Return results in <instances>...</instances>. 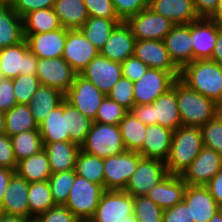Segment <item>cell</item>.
Instances as JSON below:
<instances>
[{
    "label": "cell",
    "instance_id": "f907efd6",
    "mask_svg": "<svg viewBox=\"0 0 222 222\" xmlns=\"http://www.w3.org/2000/svg\"><path fill=\"white\" fill-rule=\"evenodd\" d=\"M114 9L122 21L148 7V0H112Z\"/></svg>",
    "mask_w": 222,
    "mask_h": 222
},
{
    "label": "cell",
    "instance_id": "6da1fadb",
    "mask_svg": "<svg viewBox=\"0 0 222 222\" xmlns=\"http://www.w3.org/2000/svg\"><path fill=\"white\" fill-rule=\"evenodd\" d=\"M179 79L189 88L213 100L222 110V66L213 60H195L180 70Z\"/></svg>",
    "mask_w": 222,
    "mask_h": 222
},
{
    "label": "cell",
    "instance_id": "5bb4252c",
    "mask_svg": "<svg viewBox=\"0 0 222 222\" xmlns=\"http://www.w3.org/2000/svg\"><path fill=\"white\" fill-rule=\"evenodd\" d=\"M77 73L62 58H38L37 73L40 84L66 94Z\"/></svg>",
    "mask_w": 222,
    "mask_h": 222
},
{
    "label": "cell",
    "instance_id": "681fc988",
    "mask_svg": "<svg viewBox=\"0 0 222 222\" xmlns=\"http://www.w3.org/2000/svg\"><path fill=\"white\" fill-rule=\"evenodd\" d=\"M80 220L65 206L55 205L38 215L33 222H79Z\"/></svg>",
    "mask_w": 222,
    "mask_h": 222
},
{
    "label": "cell",
    "instance_id": "277c9868",
    "mask_svg": "<svg viewBox=\"0 0 222 222\" xmlns=\"http://www.w3.org/2000/svg\"><path fill=\"white\" fill-rule=\"evenodd\" d=\"M130 112L146 126L161 125L172 131L182 126L176 90L173 87L152 104L134 105Z\"/></svg>",
    "mask_w": 222,
    "mask_h": 222
},
{
    "label": "cell",
    "instance_id": "f6af8a7d",
    "mask_svg": "<svg viewBox=\"0 0 222 222\" xmlns=\"http://www.w3.org/2000/svg\"><path fill=\"white\" fill-rule=\"evenodd\" d=\"M17 104H29L35 92L40 87V81L36 75H19L12 79Z\"/></svg>",
    "mask_w": 222,
    "mask_h": 222
},
{
    "label": "cell",
    "instance_id": "d4e9b609",
    "mask_svg": "<svg viewBox=\"0 0 222 222\" xmlns=\"http://www.w3.org/2000/svg\"><path fill=\"white\" fill-rule=\"evenodd\" d=\"M28 188L29 183L15 173L5 191L0 212L29 220Z\"/></svg>",
    "mask_w": 222,
    "mask_h": 222
},
{
    "label": "cell",
    "instance_id": "c3c4849f",
    "mask_svg": "<svg viewBox=\"0 0 222 222\" xmlns=\"http://www.w3.org/2000/svg\"><path fill=\"white\" fill-rule=\"evenodd\" d=\"M88 17L120 19L114 9L112 0H83Z\"/></svg>",
    "mask_w": 222,
    "mask_h": 222
},
{
    "label": "cell",
    "instance_id": "4dcf8cb0",
    "mask_svg": "<svg viewBox=\"0 0 222 222\" xmlns=\"http://www.w3.org/2000/svg\"><path fill=\"white\" fill-rule=\"evenodd\" d=\"M64 100V94L49 86L40 85L28 104L38 126Z\"/></svg>",
    "mask_w": 222,
    "mask_h": 222
},
{
    "label": "cell",
    "instance_id": "9c48e42d",
    "mask_svg": "<svg viewBox=\"0 0 222 222\" xmlns=\"http://www.w3.org/2000/svg\"><path fill=\"white\" fill-rule=\"evenodd\" d=\"M167 175L165 161L142 157L124 191L133 197L143 196Z\"/></svg>",
    "mask_w": 222,
    "mask_h": 222
},
{
    "label": "cell",
    "instance_id": "7bdbcfd3",
    "mask_svg": "<svg viewBox=\"0 0 222 222\" xmlns=\"http://www.w3.org/2000/svg\"><path fill=\"white\" fill-rule=\"evenodd\" d=\"M133 211L138 222H163L164 210L145 195L133 197Z\"/></svg>",
    "mask_w": 222,
    "mask_h": 222
},
{
    "label": "cell",
    "instance_id": "b9f144b4",
    "mask_svg": "<svg viewBox=\"0 0 222 222\" xmlns=\"http://www.w3.org/2000/svg\"><path fill=\"white\" fill-rule=\"evenodd\" d=\"M76 176L75 170L52 173L48 182L56 205H65Z\"/></svg>",
    "mask_w": 222,
    "mask_h": 222
},
{
    "label": "cell",
    "instance_id": "ab89813d",
    "mask_svg": "<svg viewBox=\"0 0 222 222\" xmlns=\"http://www.w3.org/2000/svg\"><path fill=\"white\" fill-rule=\"evenodd\" d=\"M74 170L76 175L104 187L103 158L80 149L76 157Z\"/></svg>",
    "mask_w": 222,
    "mask_h": 222
},
{
    "label": "cell",
    "instance_id": "44dd1931",
    "mask_svg": "<svg viewBox=\"0 0 222 222\" xmlns=\"http://www.w3.org/2000/svg\"><path fill=\"white\" fill-rule=\"evenodd\" d=\"M135 37L126 21L119 23L100 50V54L109 60L124 62L134 55Z\"/></svg>",
    "mask_w": 222,
    "mask_h": 222
},
{
    "label": "cell",
    "instance_id": "60d3db41",
    "mask_svg": "<svg viewBox=\"0 0 222 222\" xmlns=\"http://www.w3.org/2000/svg\"><path fill=\"white\" fill-rule=\"evenodd\" d=\"M10 138L17 163L40 152L44 148L39 130L18 133Z\"/></svg>",
    "mask_w": 222,
    "mask_h": 222
},
{
    "label": "cell",
    "instance_id": "9a60e30c",
    "mask_svg": "<svg viewBox=\"0 0 222 222\" xmlns=\"http://www.w3.org/2000/svg\"><path fill=\"white\" fill-rule=\"evenodd\" d=\"M80 75L106 95L123 76L121 63L109 60L100 53L89 62Z\"/></svg>",
    "mask_w": 222,
    "mask_h": 222
},
{
    "label": "cell",
    "instance_id": "94428289",
    "mask_svg": "<svg viewBox=\"0 0 222 222\" xmlns=\"http://www.w3.org/2000/svg\"><path fill=\"white\" fill-rule=\"evenodd\" d=\"M210 60L222 66V26L218 30V36Z\"/></svg>",
    "mask_w": 222,
    "mask_h": 222
},
{
    "label": "cell",
    "instance_id": "ac0fdd59",
    "mask_svg": "<svg viewBox=\"0 0 222 222\" xmlns=\"http://www.w3.org/2000/svg\"><path fill=\"white\" fill-rule=\"evenodd\" d=\"M134 56L149 68L170 72L177 79L180 69L172 61L163 40H136Z\"/></svg>",
    "mask_w": 222,
    "mask_h": 222
},
{
    "label": "cell",
    "instance_id": "4fadbf2b",
    "mask_svg": "<svg viewBox=\"0 0 222 222\" xmlns=\"http://www.w3.org/2000/svg\"><path fill=\"white\" fill-rule=\"evenodd\" d=\"M133 213V196L124 190H105L90 221L121 222Z\"/></svg>",
    "mask_w": 222,
    "mask_h": 222
},
{
    "label": "cell",
    "instance_id": "30bf717a",
    "mask_svg": "<svg viewBox=\"0 0 222 222\" xmlns=\"http://www.w3.org/2000/svg\"><path fill=\"white\" fill-rule=\"evenodd\" d=\"M106 96L92 82L77 74L70 89L64 95V99L94 121Z\"/></svg>",
    "mask_w": 222,
    "mask_h": 222
},
{
    "label": "cell",
    "instance_id": "6125c7cd",
    "mask_svg": "<svg viewBox=\"0 0 222 222\" xmlns=\"http://www.w3.org/2000/svg\"><path fill=\"white\" fill-rule=\"evenodd\" d=\"M0 222H32L26 218L0 212Z\"/></svg>",
    "mask_w": 222,
    "mask_h": 222
},
{
    "label": "cell",
    "instance_id": "7dc6e473",
    "mask_svg": "<svg viewBox=\"0 0 222 222\" xmlns=\"http://www.w3.org/2000/svg\"><path fill=\"white\" fill-rule=\"evenodd\" d=\"M107 96L113 101L122 105L128 111L135 105L133 94V82L128 78L121 77L118 82L113 86Z\"/></svg>",
    "mask_w": 222,
    "mask_h": 222
},
{
    "label": "cell",
    "instance_id": "484cf974",
    "mask_svg": "<svg viewBox=\"0 0 222 222\" xmlns=\"http://www.w3.org/2000/svg\"><path fill=\"white\" fill-rule=\"evenodd\" d=\"M174 131L161 125H149L141 149L142 157L166 161L171 151Z\"/></svg>",
    "mask_w": 222,
    "mask_h": 222
},
{
    "label": "cell",
    "instance_id": "e7e4bbea",
    "mask_svg": "<svg viewBox=\"0 0 222 222\" xmlns=\"http://www.w3.org/2000/svg\"><path fill=\"white\" fill-rule=\"evenodd\" d=\"M5 113L0 111V136L5 134Z\"/></svg>",
    "mask_w": 222,
    "mask_h": 222
},
{
    "label": "cell",
    "instance_id": "8d00e7d4",
    "mask_svg": "<svg viewBox=\"0 0 222 222\" xmlns=\"http://www.w3.org/2000/svg\"><path fill=\"white\" fill-rule=\"evenodd\" d=\"M63 114L66 115L70 140L81 146L85 142L94 121L78 111L65 99L63 100Z\"/></svg>",
    "mask_w": 222,
    "mask_h": 222
},
{
    "label": "cell",
    "instance_id": "7c38bea8",
    "mask_svg": "<svg viewBox=\"0 0 222 222\" xmlns=\"http://www.w3.org/2000/svg\"><path fill=\"white\" fill-rule=\"evenodd\" d=\"M126 23L130 26L136 40H164L175 26L172 21L148 7L129 17Z\"/></svg>",
    "mask_w": 222,
    "mask_h": 222
},
{
    "label": "cell",
    "instance_id": "816d5d0a",
    "mask_svg": "<svg viewBox=\"0 0 222 222\" xmlns=\"http://www.w3.org/2000/svg\"><path fill=\"white\" fill-rule=\"evenodd\" d=\"M123 77L128 78L131 82L139 80L148 70V66L134 55L127 58L121 63Z\"/></svg>",
    "mask_w": 222,
    "mask_h": 222
},
{
    "label": "cell",
    "instance_id": "89a4df30",
    "mask_svg": "<svg viewBox=\"0 0 222 222\" xmlns=\"http://www.w3.org/2000/svg\"><path fill=\"white\" fill-rule=\"evenodd\" d=\"M79 222H91L90 220H80Z\"/></svg>",
    "mask_w": 222,
    "mask_h": 222
},
{
    "label": "cell",
    "instance_id": "ba28073f",
    "mask_svg": "<svg viewBox=\"0 0 222 222\" xmlns=\"http://www.w3.org/2000/svg\"><path fill=\"white\" fill-rule=\"evenodd\" d=\"M141 158L139 152L128 150L103 158L104 189L124 190Z\"/></svg>",
    "mask_w": 222,
    "mask_h": 222
},
{
    "label": "cell",
    "instance_id": "f1b7e54d",
    "mask_svg": "<svg viewBox=\"0 0 222 222\" xmlns=\"http://www.w3.org/2000/svg\"><path fill=\"white\" fill-rule=\"evenodd\" d=\"M24 39L22 17L10 4L0 3V49L18 44Z\"/></svg>",
    "mask_w": 222,
    "mask_h": 222
},
{
    "label": "cell",
    "instance_id": "ee69618b",
    "mask_svg": "<svg viewBox=\"0 0 222 222\" xmlns=\"http://www.w3.org/2000/svg\"><path fill=\"white\" fill-rule=\"evenodd\" d=\"M200 128L203 146L213 149L222 156V110Z\"/></svg>",
    "mask_w": 222,
    "mask_h": 222
},
{
    "label": "cell",
    "instance_id": "cb8c5ba5",
    "mask_svg": "<svg viewBox=\"0 0 222 222\" xmlns=\"http://www.w3.org/2000/svg\"><path fill=\"white\" fill-rule=\"evenodd\" d=\"M183 201L190 207L193 222H209L221 209L205 186L187 185Z\"/></svg>",
    "mask_w": 222,
    "mask_h": 222
},
{
    "label": "cell",
    "instance_id": "bcb514c9",
    "mask_svg": "<svg viewBox=\"0 0 222 222\" xmlns=\"http://www.w3.org/2000/svg\"><path fill=\"white\" fill-rule=\"evenodd\" d=\"M129 111L106 96L101 103L94 122L118 125Z\"/></svg>",
    "mask_w": 222,
    "mask_h": 222
},
{
    "label": "cell",
    "instance_id": "1f68e13d",
    "mask_svg": "<svg viewBox=\"0 0 222 222\" xmlns=\"http://www.w3.org/2000/svg\"><path fill=\"white\" fill-rule=\"evenodd\" d=\"M53 8L61 26L66 29H80L88 19L83 0H56Z\"/></svg>",
    "mask_w": 222,
    "mask_h": 222
},
{
    "label": "cell",
    "instance_id": "03108f58",
    "mask_svg": "<svg viewBox=\"0 0 222 222\" xmlns=\"http://www.w3.org/2000/svg\"><path fill=\"white\" fill-rule=\"evenodd\" d=\"M209 222H222V209L217 211Z\"/></svg>",
    "mask_w": 222,
    "mask_h": 222
},
{
    "label": "cell",
    "instance_id": "a7ac6f4b",
    "mask_svg": "<svg viewBox=\"0 0 222 222\" xmlns=\"http://www.w3.org/2000/svg\"><path fill=\"white\" fill-rule=\"evenodd\" d=\"M13 0H0V3L11 4Z\"/></svg>",
    "mask_w": 222,
    "mask_h": 222
},
{
    "label": "cell",
    "instance_id": "9f6ffc18",
    "mask_svg": "<svg viewBox=\"0 0 222 222\" xmlns=\"http://www.w3.org/2000/svg\"><path fill=\"white\" fill-rule=\"evenodd\" d=\"M163 222H193L191 220L190 207L182 201L164 210Z\"/></svg>",
    "mask_w": 222,
    "mask_h": 222
},
{
    "label": "cell",
    "instance_id": "7402d4cb",
    "mask_svg": "<svg viewBox=\"0 0 222 222\" xmlns=\"http://www.w3.org/2000/svg\"><path fill=\"white\" fill-rule=\"evenodd\" d=\"M187 184L181 175L168 174L155 185L145 196L163 210L169 209L184 200Z\"/></svg>",
    "mask_w": 222,
    "mask_h": 222
},
{
    "label": "cell",
    "instance_id": "f35d334b",
    "mask_svg": "<svg viewBox=\"0 0 222 222\" xmlns=\"http://www.w3.org/2000/svg\"><path fill=\"white\" fill-rule=\"evenodd\" d=\"M126 150L138 152L146 135L147 126L130 111L118 124Z\"/></svg>",
    "mask_w": 222,
    "mask_h": 222
},
{
    "label": "cell",
    "instance_id": "d590c367",
    "mask_svg": "<svg viewBox=\"0 0 222 222\" xmlns=\"http://www.w3.org/2000/svg\"><path fill=\"white\" fill-rule=\"evenodd\" d=\"M4 124L5 134L9 137L30 130H39L28 104H16L5 112Z\"/></svg>",
    "mask_w": 222,
    "mask_h": 222
},
{
    "label": "cell",
    "instance_id": "4316f807",
    "mask_svg": "<svg viewBox=\"0 0 222 222\" xmlns=\"http://www.w3.org/2000/svg\"><path fill=\"white\" fill-rule=\"evenodd\" d=\"M148 8L175 25L190 24L199 19L192 0H148Z\"/></svg>",
    "mask_w": 222,
    "mask_h": 222
},
{
    "label": "cell",
    "instance_id": "11a10c76",
    "mask_svg": "<svg viewBox=\"0 0 222 222\" xmlns=\"http://www.w3.org/2000/svg\"><path fill=\"white\" fill-rule=\"evenodd\" d=\"M17 104L12 79L0 81V111L7 112Z\"/></svg>",
    "mask_w": 222,
    "mask_h": 222
},
{
    "label": "cell",
    "instance_id": "8992f818",
    "mask_svg": "<svg viewBox=\"0 0 222 222\" xmlns=\"http://www.w3.org/2000/svg\"><path fill=\"white\" fill-rule=\"evenodd\" d=\"M104 192L102 185L76 175L65 206L79 220H90Z\"/></svg>",
    "mask_w": 222,
    "mask_h": 222
},
{
    "label": "cell",
    "instance_id": "e575fe53",
    "mask_svg": "<svg viewBox=\"0 0 222 222\" xmlns=\"http://www.w3.org/2000/svg\"><path fill=\"white\" fill-rule=\"evenodd\" d=\"M121 19H105L99 17H88L80 28L86 39L99 51L109 39L115 27L121 23Z\"/></svg>",
    "mask_w": 222,
    "mask_h": 222
},
{
    "label": "cell",
    "instance_id": "003e7915",
    "mask_svg": "<svg viewBox=\"0 0 222 222\" xmlns=\"http://www.w3.org/2000/svg\"><path fill=\"white\" fill-rule=\"evenodd\" d=\"M121 222H138L136 215L133 213L127 216V219L122 220Z\"/></svg>",
    "mask_w": 222,
    "mask_h": 222
},
{
    "label": "cell",
    "instance_id": "ffe728a7",
    "mask_svg": "<svg viewBox=\"0 0 222 222\" xmlns=\"http://www.w3.org/2000/svg\"><path fill=\"white\" fill-rule=\"evenodd\" d=\"M220 27L209 18H199L191 23L193 61L211 59Z\"/></svg>",
    "mask_w": 222,
    "mask_h": 222
},
{
    "label": "cell",
    "instance_id": "603a6c76",
    "mask_svg": "<svg viewBox=\"0 0 222 222\" xmlns=\"http://www.w3.org/2000/svg\"><path fill=\"white\" fill-rule=\"evenodd\" d=\"M24 37L29 50L37 58H58L63 56L67 29L62 27L42 34L24 35Z\"/></svg>",
    "mask_w": 222,
    "mask_h": 222
},
{
    "label": "cell",
    "instance_id": "f546056e",
    "mask_svg": "<svg viewBox=\"0 0 222 222\" xmlns=\"http://www.w3.org/2000/svg\"><path fill=\"white\" fill-rule=\"evenodd\" d=\"M16 173L28 183L48 181L52 170L46 151L43 149L18 162Z\"/></svg>",
    "mask_w": 222,
    "mask_h": 222
},
{
    "label": "cell",
    "instance_id": "d6a6232c",
    "mask_svg": "<svg viewBox=\"0 0 222 222\" xmlns=\"http://www.w3.org/2000/svg\"><path fill=\"white\" fill-rule=\"evenodd\" d=\"M39 131L43 143L71 141L67 131L66 115L63 114V101L39 125Z\"/></svg>",
    "mask_w": 222,
    "mask_h": 222
},
{
    "label": "cell",
    "instance_id": "2e32d148",
    "mask_svg": "<svg viewBox=\"0 0 222 222\" xmlns=\"http://www.w3.org/2000/svg\"><path fill=\"white\" fill-rule=\"evenodd\" d=\"M221 169L222 156L203 147L181 177L187 185L205 186Z\"/></svg>",
    "mask_w": 222,
    "mask_h": 222
},
{
    "label": "cell",
    "instance_id": "be15d7a7",
    "mask_svg": "<svg viewBox=\"0 0 222 222\" xmlns=\"http://www.w3.org/2000/svg\"><path fill=\"white\" fill-rule=\"evenodd\" d=\"M209 19L217 22L222 26V0H218V4L215 12L209 17Z\"/></svg>",
    "mask_w": 222,
    "mask_h": 222
},
{
    "label": "cell",
    "instance_id": "836d02e7",
    "mask_svg": "<svg viewBox=\"0 0 222 222\" xmlns=\"http://www.w3.org/2000/svg\"><path fill=\"white\" fill-rule=\"evenodd\" d=\"M24 35H36L62 28L54 8L38 9L22 17Z\"/></svg>",
    "mask_w": 222,
    "mask_h": 222
},
{
    "label": "cell",
    "instance_id": "6f0895ef",
    "mask_svg": "<svg viewBox=\"0 0 222 222\" xmlns=\"http://www.w3.org/2000/svg\"><path fill=\"white\" fill-rule=\"evenodd\" d=\"M199 18H209L216 10L218 0H192Z\"/></svg>",
    "mask_w": 222,
    "mask_h": 222
},
{
    "label": "cell",
    "instance_id": "52a82bcc",
    "mask_svg": "<svg viewBox=\"0 0 222 222\" xmlns=\"http://www.w3.org/2000/svg\"><path fill=\"white\" fill-rule=\"evenodd\" d=\"M38 58L29 50L27 41L0 49V73L3 78L36 75Z\"/></svg>",
    "mask_w": 222,
    "mask_h": 222
},
{
    "label": "cell",
    "instance_id": "74e56055",
    "mask_svg": "<svg viewBox=\"0 0 222 222\" xmlns=\"http://www.w3.org/2000/svg\"><path fill=\"white\" fill-rule=\"evenodd\" d=\"M29 220H33L45 213L54 203L48 181L29 183L28 188Z\"/></svg>",
    "mask_w": 222,
    "mask_h": 222
},
{
    "label": "cell",
    "instance_id": "f5cc1de1",
    "mask_svg": "<svg viewBox=\"0 0 222 222\" xmlns=\"http://www.w3.org/2000/svg\"><path fill=\"white\" fill-rule=\"evenodd\" d=\"M56 0H13L10 4L12 9L21 17L25 14L38 10L52 8Z\"/></svg>",
    "mask_w": 222,
    "mask_h": 222
},
{
    "label": "cell",
    "instance_id": "91938a15",
    "mask_svg": "<svg viewBox=\"0 0 222 222\" xmlns=\"http://www.w3.org/2000/svg\"><path fill=\"white\" fill-rule=\"evenodd\" d=\"M16 173V170L0 167V208L3 204L4 194L9 185L12 176Z\"/></svg>",
    "mask_w": 222,
    "mask_h": 222
},
{
    "label": "cell",
    "instance_id": "db71d44e",
    "mask_svg": "<svg viewBox=\"0 0 222 222\" xmlns=\"http://www.w3.org/2000/svg\"><path fill=\"white\" fill-rule=\"evenodd\" d=\"M17 161L14 156L11 138L4 134L0 136V167L16 170Z\"/></svg>",
    "mask_w": 222,
    "mask_h": 222
},
{
    "label": "cell",
    "instance_id": "5b68a950",
    "mask_svg": "<svg viewBox=\"0 0 222 222\" xmlns=\"http://www.w3.org/2000/svg\"><path fill=\"white\" fill-rule=\"evenodd\" d=\"M81 149L100 158L121 154L126 151L118 125L93 122Z\"/></svg>",
    "mask_w": 222,
    "mask_h": 222
},
{
    "label": "cell",
    "instance_id": "83f0119b",
    "mask_svg": "<svg viewBox=\"0 0 222 222\" xmlns=\"http://www.w3.org/2000/svg\"><path fill=\"white\" fill-rule=\"evenodd\" d=\"M47 153L52 173L75 169L76 157L81 146L75 142L43 143Z\"/></svg>",
    "mask_w": 222,
    "mask_h": 222
},
{
    "label": "cell",
    "instance_id": "8fae6325",
    "mask_svg": "<svg viewBox=\"0 0 222 222\" xmlns=\"http://www.w3.org/2000/svg\"><path fill=\"white\" fill-rule=\"evenodd\" d=\"M177 78L170 72L148 68L146 73L133 83L135 105L152 104L159 96L172 88Z\"/></svg>",
    "mask_w": 222,
    "mask_h": 222
},
{
    "label": "cell",
    "instance_id": "7a4b0ae2",
    "mask_svg": "<svg viewBox=\"0 0 222 222\" xmlns=\"http://www.w3.org/2000/svg\"><path fill=\"white\" fill-rule=\"evenodd\" d=\"M172 87L176 90L182 126L201 127L221 111L213 100L189 88L179 78Z\"/></svg>",
    "mask_w": 222,
    "mask_h": 222
},
{
    "label": "cell",
    "instance_id": "e0dca14e",
    "mask_svg": "<svg viewBox=\"0 0 222 222\" xmlns=\"http://www.w3.org/2000/svg\"><path fill=\"white\" fill-rule=\"evenodd\" d=\"M100 51L82 34L80 29H67V38L62 58L80 74Z\"/></svg>",
    "mask_w": 222,
    "mask_h": 222
},
{
    "label": "cell",
    "instance_id": "3957f363",
    "mask_svg": "<svg viewBox=\"0 0 222 222\" xmlns=\"http://www.w3.org/2000/svg\"><path fill=\"white\" fill-rule=\"evenodd\" d=\"M200 127L180 126L172 136L171 151L165 161L168 174L182 175L203 148Z\"/></svg>",
    "mask_w": 222,
    "mask_h": 222
},
{
    "label": "cell",
    "instance_id": "d6986e66",
    "mask_svg": "<svg viewBox=\"0 0 222 222\" xmlns=\"http://www.w3.org/2000/svg\"><path fill=\"white\" fill-rule=\"evenodd\" d=\"M163 41L172 61L180 70L193 61L191 23L175 25Z\"/></svg>",
    "mask_w": 222,
    "mask_h": 222
},
{
    "label": "cell",
    "instance_id": "680465c9",
    "mask_svg": "<svg viewBox=\"0 0 222 222\" xmlns=\"http://www.w3.org/2000/svg\"><path fill=\"white\" fill-rule=\"evenodd\" d=\"M205 187L222 209V169L205 185Z\"/></svg>",
    "mask_w": 222,
    "mask_h": 222
}]
</instances>
